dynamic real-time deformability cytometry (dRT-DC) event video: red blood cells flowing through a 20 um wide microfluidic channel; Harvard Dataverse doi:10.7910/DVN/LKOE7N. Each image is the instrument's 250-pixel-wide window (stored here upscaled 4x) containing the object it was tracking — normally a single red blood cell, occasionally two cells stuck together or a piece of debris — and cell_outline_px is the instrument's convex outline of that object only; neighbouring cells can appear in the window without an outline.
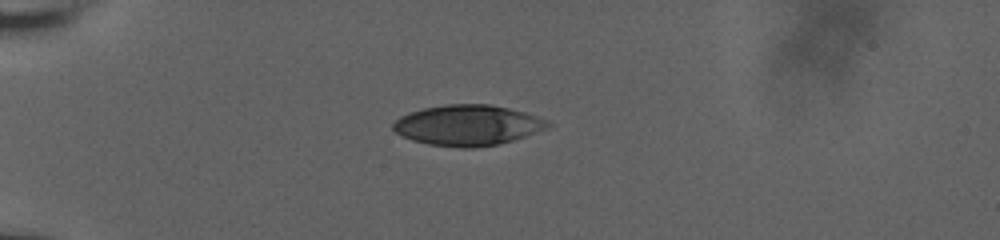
{"species": "human", "species_latin": "Homo sapiens", "temperature_condition": "room temperature", "stored_images_in_passage": 12, "camera_frame_rate_fps": 3000, "um_per_image_px": 0.085, "donor": {"sex": "male"}, "frame": {"image": 1, "passage_image": 1, "time_ms": 0.0, "image_size_px": [1000, 240], "cell_outline_px": [[552, 124], [548, 128], [500, 144], [476, 148], [460, 148], [428, 144], [412, 140], [396, 132], [392, 128], [392, 124], [400, 116], [408, 112], [424, 108], [448, 104], [488, 104], [508, 108], [524, 112], [548, 120]], "centroid_in_image_um": [39.75, 10.65], "position_along_channel_um": 45.3, "area_um2": 36.53}}
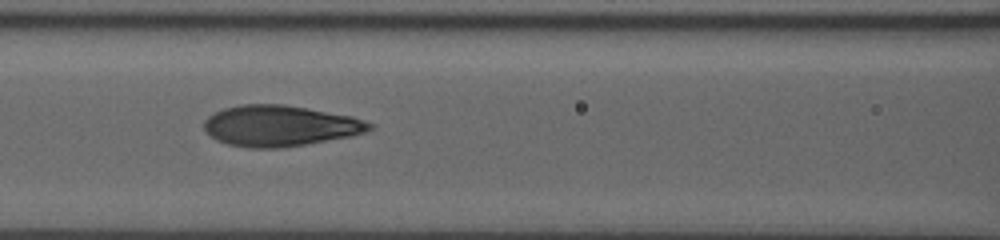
{"frame": {"image": 2, "passage_image": 10, "time_ms": 3.667, "image_size_px": [1000, 240], "cell_outline_px": [[372, 128], [364, 132], [352, 136], [280, 148], [248, 148], [228, 144], [216, 140], [204, 128], [204, 120], [208, 116], [224, 108], [240, 104], [284, 104], [352, 116], [364, 120], [372, 124]], "centroid_in_image_um": [23.78, 10.69], "position_along_channel_um": 142.8, "area_um2": 39.25}}
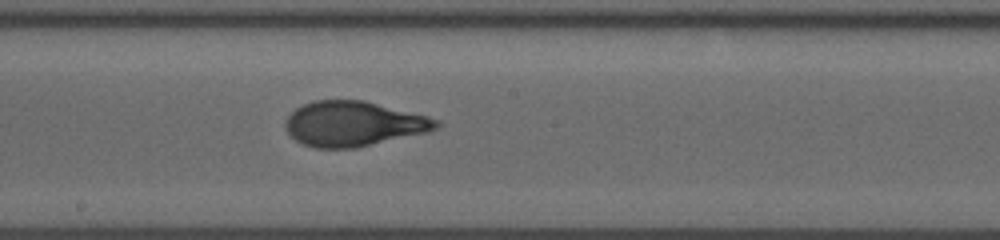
{"frame": {"image": 3, "passage_image": 12, "time_ms": 5.667, "image_size_px": [1000, 240], "cell_outline_px": [[440, 128], [428, 132], [356, 148], [316, 148], [304, 144], [296, 140], [288, 132], [284, 124], [284, 120], [296, 108], [312, 100], [364, 100], [428, 116], [440, 120]], "centroid_in_image_um": [30.07, 10.52], "position_along_channel_um": 218.1, "area_um2": 39.65}}